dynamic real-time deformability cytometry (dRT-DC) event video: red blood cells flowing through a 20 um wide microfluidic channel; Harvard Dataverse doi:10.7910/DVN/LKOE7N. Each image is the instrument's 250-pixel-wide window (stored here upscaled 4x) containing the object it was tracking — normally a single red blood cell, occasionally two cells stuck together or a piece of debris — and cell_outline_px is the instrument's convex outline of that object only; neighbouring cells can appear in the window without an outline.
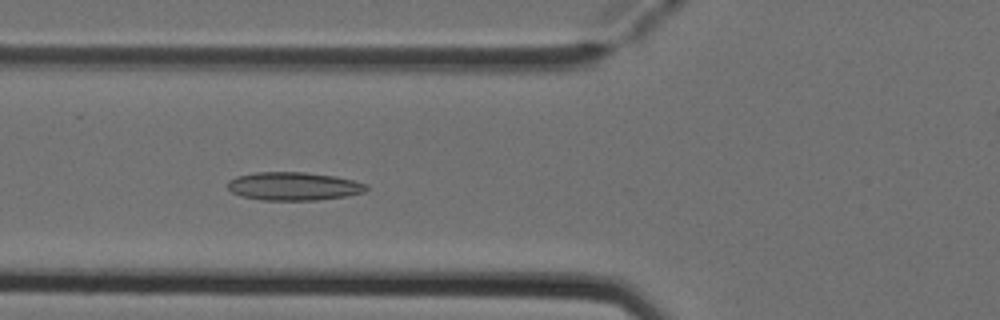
{"species": "Egyptian fruit bat (a non-hibernating species)", "species_latin": "Rousettus aegyptiacus", "temperature_condition": "cold", "stored_images_in_passage": 6, "camera_frame_rate_fps": 3000, "um_per_image_px": 0.085, "animal": {"sex": "female"}, "frame": {"image": 1, "passage_image": 5, "time_ms": 1.333, "image_size_px": [1000, 320], "cell_outline_px": [[368, 188], [364, 192], [348, 196], [316, 200], [260, 200], [240, 196], [232, 192], [228, 188], [228, 180], [236, 176], [256, 172], [304, 172], [336, 176], [368, 184]], "centroid_in_image_um": [24.96, 15.83], "position_along_channel_um": 100.8, "area_um2": 23.0}}
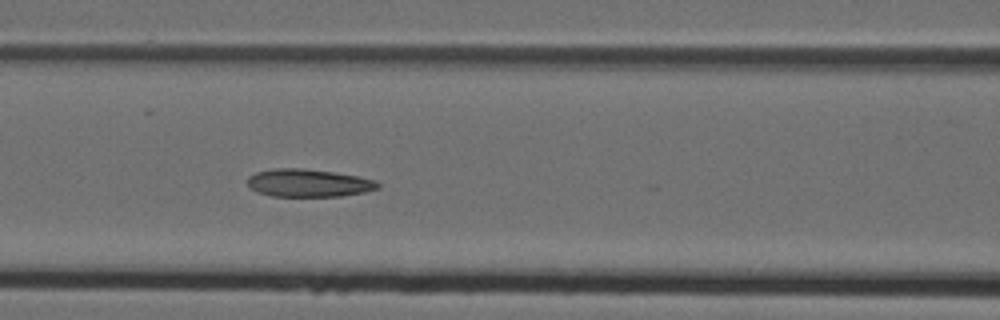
{"frame": {"image": 2, "passage_image": 6, "time_ms": 1.667, "image_size_px": [1000, 320], "cell_outline_px": [[380, 188], [364, 192], [340, 196], [272, 196], [256, 192], [248, 188], [248, 176], [256, 172], [272, 168], [304, 168], [332, 172], [356, 176], [376, 180], [380, 184]], "centroid_in_image_um": [26.19, 15.55], "position_along_channel_um": 140.4, "area_um2": 21.21}}